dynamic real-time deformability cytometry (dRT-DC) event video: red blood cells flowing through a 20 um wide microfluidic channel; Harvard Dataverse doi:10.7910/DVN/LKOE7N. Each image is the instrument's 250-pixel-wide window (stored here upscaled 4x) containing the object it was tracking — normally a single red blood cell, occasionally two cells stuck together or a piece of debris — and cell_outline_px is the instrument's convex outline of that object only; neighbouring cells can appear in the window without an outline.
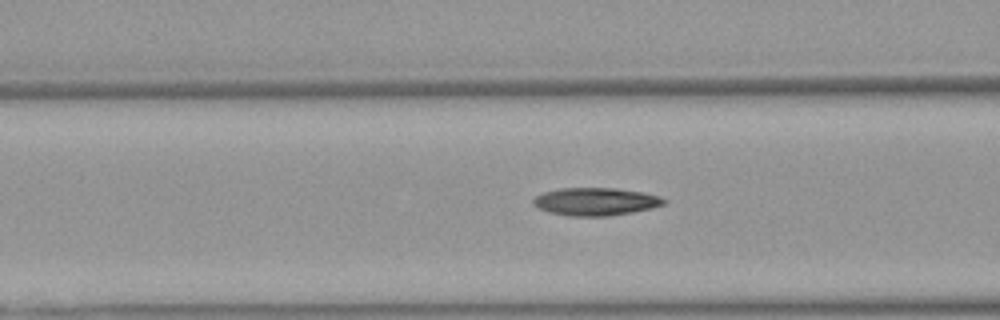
{"species": "Egyptian fruit bat (a non-hibernating species)", "species_latin": "Rousettus aegyptiacus", "temperature_condition": "warm", "stored_images_in_passage": 52, "camera_frame_rate_fps": 3000, "um_per_image_px": 0.085, "animal": {"sex": "female"}, "frame": {"image": 1, "passage_image": 21, "time_ms": 6.667, "image_size_px": [1000, 320], "cell_outline_px": [[668, 200], [664, 204], [652, 208], [632, 212], [608, 216], [568, 216], [548, 212], [536, 208], [532, 204], [532, 200], [536, 196], [544, 192], [560, 188], [616, 188], [644, 192], [660, 196]], "centroid_in_image_um": [50.62, 17.13], "position_along_channel_um": 116.0, "area_um2": 21.39}}
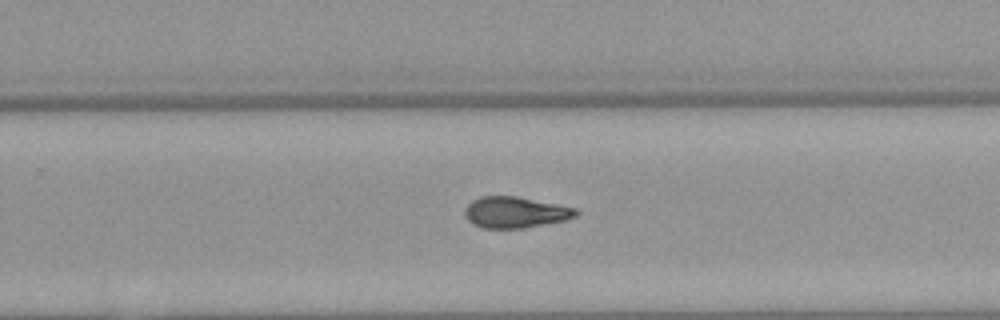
{"frame": {"image": 2, "passage_image": 34, "time_ms": 11.0, "image_size_px": [1000, 320], "cell_outline_px": [[580, 212], [576, 216], [564, 220], [524, 228], [484, 228], [472, 224], [464, 216], [464, 208], [472, 200], [480, 196], [516, 196], [576, 208]], "centroid_in_image_um": [43.76, 18.04], "position_along_channel_um": 286.0, "area_um2": 20.17}}
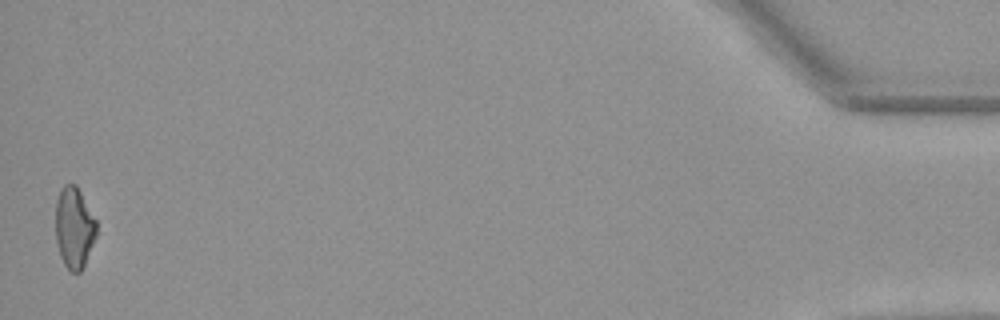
{"frame": {"image": 3, "passage_image": 52, "time_ms": 17.0, "image_size_px": [1000, 320], "cell_outline_px": [[96, 236], [84, 264], [80, 272], [72, 272], [64, 264], [60, 256], [56, 240], [56, 200], [60, 188], [64, 184], [76, 184], [96, 220]], "centroid_in_image_um": [6.29, 19.32], "position_along_channel_um": 428.9, "area_um2": 19.19}, "authors_computed_cell_mechanics": {"area_um2": 20.2878, "velocity_mm_per_s": 3.9343, "shape_relaxation_time_tau1_ms": 6.4791, "shape_relaxation_time_tau2_ms": 6.6043, "deformation_change_tau1": 0.2107, "deformation_change_tau2": 0.1579}}